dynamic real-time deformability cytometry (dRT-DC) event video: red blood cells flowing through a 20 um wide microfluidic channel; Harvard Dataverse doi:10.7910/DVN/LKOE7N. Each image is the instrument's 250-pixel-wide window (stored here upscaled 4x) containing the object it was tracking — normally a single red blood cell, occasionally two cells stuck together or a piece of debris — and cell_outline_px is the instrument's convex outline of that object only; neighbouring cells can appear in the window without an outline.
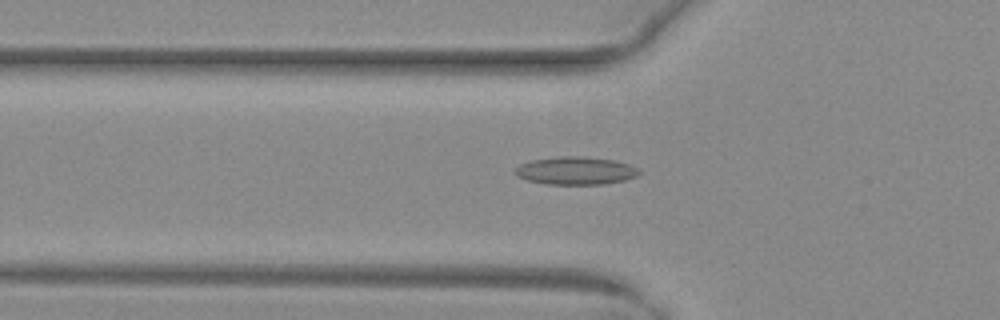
{"species": "common noctule bat (a hibernating species)", "species_latin": "Nyctalus noctula", "temperature_condition": "warm", "stored_images_in_passage": 52, "camera_frame_rate_fps": 3000, "um_per_image_px": 0.085, "animal": {"sex": "female", "body_mass_g": 29.2, "forearm_length_mm": 56.3}, "frame": {"image": 1, "passage_image": 19, "time_ms": 6.0, "image_size_px": [1000, 320], "cell_outline_px": [[640, 172], [636, 176], [624, 180], [604, 184], [548, 184], [528, 180], [516, 176], [512, 172], [520, 164], [532, 160], [560, 156], [584, 156], [612, 160], [628, 164], [636, 168]], "centroid_in_image_um": [48.89, 14.51], "position_along_channel_um": 76.9, "area_um2": 20.0}}
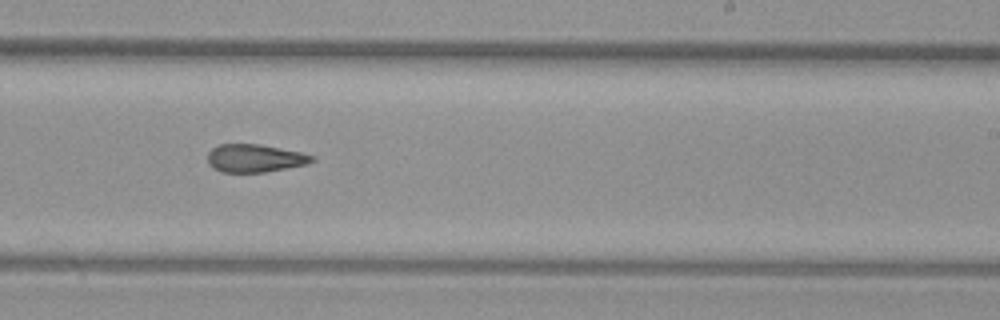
{"frame": {"image": 2, "passage_image": 33, "time_ms": 10.667, "image_size_px": [1000, 320], "cell_outline_px": [[316, 160], [308, 164], [264, 172], [220, 172], [212, 168], [208, 164], [208, 152], [212, 148], [220, 144], [260, 144], [300, 152], [312, 156]], "centroid_in_image_um": [21.63, 13.45], "position_along_channel_um": 267.4, "area_um2": 16.99}}
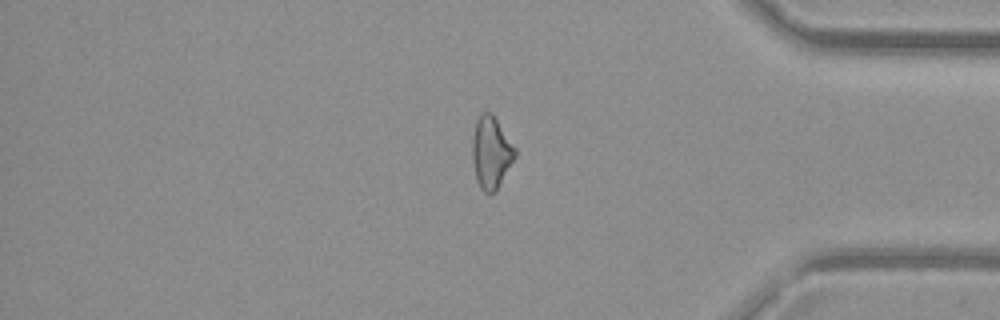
{"frame": {"image": 3, "passage_image": 44, "time_ms": 14.333, "image_size_px": [1000, 320], "cell_outline_px": [[516, 156], [496, 192], [492, 196], [484, 192], [480, 188], [476, 180], [472, 160], [472, 136], [476, 120], [480, 112], [492, 112], [516, 148]], "centroid_in_image_um": [41.73, 12.98], "position_along_channel_um": 393.5, "area_um2": 18.38}, "authors_computed_cell_mechanics": {"area_um2": 18.3804, "velocity_mm_per_s": 4.0684, "shape_relaxation_time_tau1_ms": null, "shape_relaxation_time_tau2_ms": 5.1314, "deformation_change_tau1": null, "deformation_change_tau2": 0.1601}}